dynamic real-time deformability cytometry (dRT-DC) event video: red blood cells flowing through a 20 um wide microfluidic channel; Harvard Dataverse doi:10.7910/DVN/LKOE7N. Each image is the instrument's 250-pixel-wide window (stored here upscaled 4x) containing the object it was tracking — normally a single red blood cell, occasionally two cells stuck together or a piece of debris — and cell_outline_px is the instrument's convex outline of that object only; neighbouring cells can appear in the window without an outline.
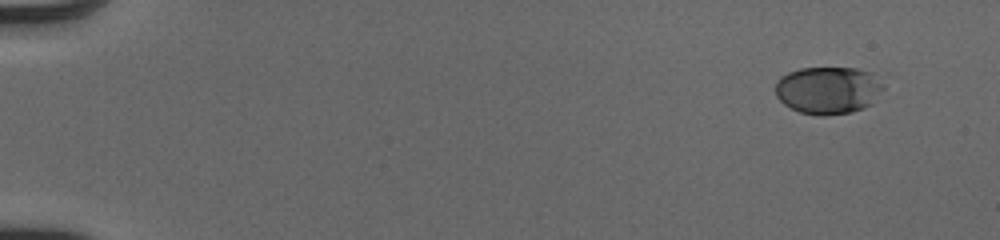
{"species": "human", "species_latin": "Homo sapiens", "temperature_condition": "cold", "stored_images_in_passage": 49, "camera_frame_rate_fps": 3000, "um_per_image_px": 0.085, "donor": {"sex": "male"}, "frame": {"image": 1, "passage_image": 1, "time_ms": 0.0, "image_size_px": [1000, 240], "cell_outline_px": [[884, 88], [872, 104], [864, 108], [852, 112], [824, 116], [820, 116], [800, 112], [784, 104], [776, 96], [776, 80], [780, 76], [788, 72], [800, 68], [856, 68], [872, 72], [884, 84]], "centroid_in_image_um": [70.41, 7.66], "position_along_channel_um": 14.6, "area_um2": 30.17}}
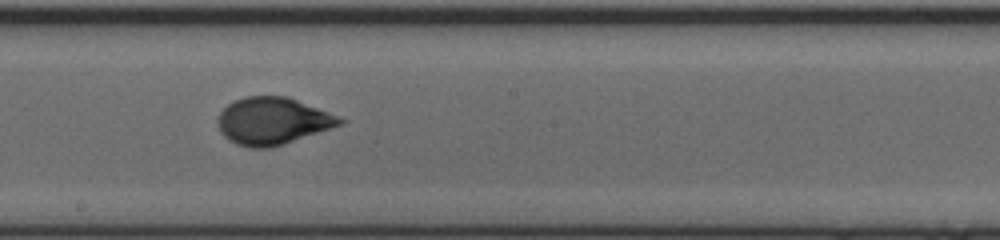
{"frame": {"image": 2, "passage_image": 28, "time_ms": 9.0, "image_size_px": [1000, 240], "cell_outline_px": [[348, 120], [344, 124], [284, 144], [268, 148], [252, 148], [236, 144], [228, 140], [220, 132], [216, 120], [216, 116], [232, 100], [244, 96], [288, 96], [340, 116]], "centroid_in_image_um": [23.18, 10.28], "position_along_channel_um": 225.0, "area_um2": 34.04}}
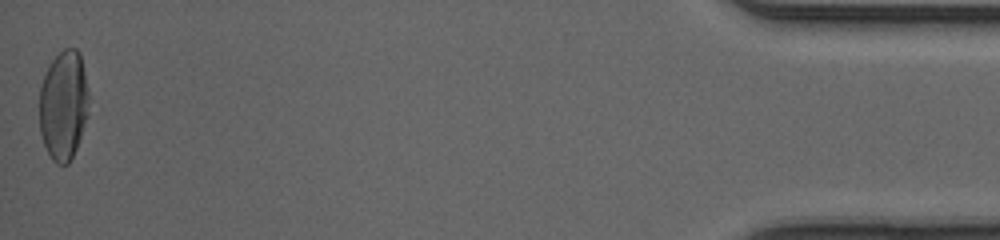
{"frame": {"image": 3, "passage_image": 49, "time_ms": 16.0, "image_size_px": [1000, 240], "cell_outline_px": [[88, 116], [76, 148], [68, 164], [56, 164], [52, 160], [44, 144], [40, 132], [40, 88], [44, 76], [52, 60], [64, 48], [76, 48], [80, 52], [88, 92]], "centroid_in_image_um": [5.4, 8.95], "position_along_channel_um": 429.8, "area_um2": 31.39}, "authors_computed_cell_mechanics": {"area_um2": 31.5588, "velocity_mm_per_s": 4.1082, "shape_relaxation_time_tau1_ms": 3.6578, "shape_relaxation_time_tau2_ms": null, "deformation_change_tau1": 0.175, "deformation_change_tau2": null}}